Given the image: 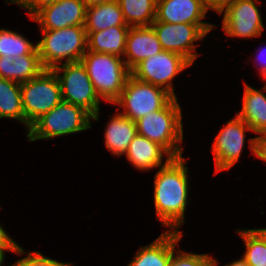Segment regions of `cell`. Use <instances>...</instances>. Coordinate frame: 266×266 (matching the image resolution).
<instances>
[{
    "label": "cell",
    "mask_w": 266,
    "mask_h": 266,
    "mask_svg": "<svg viewBox=\"0 0 266 266\" xmlns=\"http://www.w3.org/2000/svg\"><path fill=\"white\" fill-rule=\"evenodd\" d=\"M52 70L59 80L62 100L84 108L94 121H98L101 98L82 62L62 63Z\"/></svg>",
    "instance_id": "52a82bcc"
},
{
    "label": "cell",
    "mask_w": 266,
    "mask_h": 266,
    "mask_svg": "<svg viewBox=\"0 0 266 266\" xmlns=\"http://www.w3.org/2000/svg\"><path fill=\"white\" fill-rule=\"evenodd\" d=\"M175 251L177 254L175 255ZM218 261L208 254L187 253L174 248L168 266H217Z\"/></svg>",
    "instance_id": "83f0119b"
},
{
    "label": "cell",
    "mask_w": 266,
    "mask_h": 266,
    "mask_svg": "<svg viewBox=\"0 0 266 266\" xmlns=\"http://www.w3.org/2000/svg\"><path fill=\"white\" fill-rule=\"evenodd\" d=\"M204 7L208 10L216 11L221 13V11L232 1V0H201Z\"/></svg>",
    "instance_id": "1f68e13d"
},
{
    "label": "cell",
    "mask_w": 266,
    "mask_h": 266,
    "mask_svg": "<svg viewBox=\"0 0 266 266\" xmlns=\"http://www.w3.org/2000/svg\"><path fill=\"white\" fill-rule=\"evenodd\" d=\"M182 237V231L166 230L151 244L140 247L128 266H168Z\"/></svg>",
    "instance_id": "2e32d148"
},
{
    "label": "cell",
    "mask_w": 266,
    "mask_h": 266,
    "mask_svg": "<svg viewBox=\"0 0 266 266\" xmlns=\"http://www.w3.org/2000/svg\"><path fill=\"white\" fill-rule=\"evenodd\" d=\"M40 32L43 38L36 44L44 69H53L64 59V63L81 61L87 51V33L84 26L41 29Z\"/></svg>",
    "instance_id": "3957f363"
},
{
    "label": "cell",
    "mask_w": 266,
    "mask_h": 266,
    "mask_svg": "<svg viewBox=\"0 0 266 266\" xmlns=\"http://www.w3.org/2000/svg\"><path fill=\"white\" fill-rule=\"evenodd\" d=\"M225 266H249L247 262L241 257V259H238L236 261H233L231 263L226 264Z\"/></svg>",
    "instance_id": "d590c367"
},
{
    "label": "cell",
    "mask_w": 266,
    "mask_h": 266,
    "mask_svg": "<svg viewBox=\"0 0 266 266\" xmlns=\"http://www.w3.org/2000/svg\"><path fill=\"white\" fill-rule=\"evenodd\" d=\"M207 11L201 0H157L155 21L172 24H212L202 21Z\"/></svg>",
    "instance_id": "9a60e30c"
},
{
    "label": "cell",
    "mask_w": 266,
    "mask_h": 266,
    "mask_svg": "<svg viewBox=\"0 0 266 266\" xmlns=\"http://www.w3.org/2000/svg\"><path fill=\"white\" fill-rule=\"evenodd\" d=\"M37 48V44H32L28 39L21 34L0 29V57L12 56L14 58L31 54Z\"/></svg>",
    "instance_id": "cb8c5ba5"
},
{
    "label": "cell",
    "mask_w": 266,
    "mask_h": 266,
    "mask_svg": "<svg viewBox=\"0 0 266 266\" xmlns=\"http://www.w3.org/2000/svg\"><path fill=\"white\" fill-rule=\"evenodd\" d=\"M44 67L41 64L38 49L31 54L14 58L12 63V81L17 83L28 82L38 76Z\"/></svg>",
    "instance_id": "484cf974"
},
{
    "label": "cell",
    "mask_w": 266,
    "mask_h": 266,
    "mask_svg": "<svg viewBox=\"0 0 266 266\" xmlns=\"http://www.w3.org/2000/svg\"><path fill=\"white\" fill-rule=\"evenodd\" d=\"M137 134L162 146L171 157H181L183 144L182 109L173 97L162 109L136 121Z\"/></svg>",
    "instance_id": "7a4b0ae2"
},
{
    "label": "cell",
    "mask_w": 266,
    "mask_h": 266,
    "mask_svg": "<svg viewBox=\"0 0 266 266\" xmlns=\"http://www.w3.org/2000/svg\"><path fill=\"white\" fill-rule=\"evenodd\" d=\"M0 118L16 119L26 127L20 83L0 78Z\"/></svg>",
    "instance_id": "7402d4cb"
},
{
    "label": "cell",
    "mask_w": 266,
    "mask_h": 266,
    "mask_svg": "<svg viewBox=\"0 0 266 266\" xmlns=\"http://www.w3.org/2000/svg\"><path fill=\"white\" fill-rule=\"evenodd\" d=\"M125 155L127 160L140 171L160 168L172 158L162 146L138 134L130 142ZM164 155L167 156L165 162Z\"/></svg>",
    "instance_id": "e0dca14e"
},
{
    "label": "cell",
    "mask_w": 266,
    "mask_h": 266,
    "mask_svg": "<svg viewBox=\"0 0 266 266\" xmlns=\"http://www.w3.org/2000/svg\"><path fill=\"white\" fill-rule=\"evenodd\" d=\"M58 1L60 0H27L21 7L27 9L29 17H31L42 6Z\"/></svg>",
    "instance_id": "4dcf8cb0"
},
{
    "label": "cell",
    "mask_w": 266,
    "mask_h": 266,
    "mask_svg": "<svg viewBox=\"0 0 266 266\" xmlns=\"http://www.w3.org/2000/svg\"><path fill=\"white\" fill-rule=\"evenodd\" d=\"M7 4H17L19 7H21L27 0H5Z\"/></svg>",
    "instance_id": "f35d334b"
},
{
    "label": "cell",
    "mask_w": 266,
    "mask_h": 266,
    "mask_svg": "<svg viewBox=\"0 0 266 266\" xmlns=\"http://www.w3.org/2000/svg\"><path fill=\"white\" fill-rule=\"evenodd\" d=\"M85 4L86 7L91 6V5H96V4H102L106 2H110L113 0H82Z\"/></svg>",
    "instance_id": "e575fe53"
},
{
    "label": "cell",
    "mask_w": 266,
    "mask_h": 266,
    "mask_svg": "<svg viewBox=\"0 0 266 266\" xmlns=\"http://www.w3.org/2000/svg\"><path fill=\"white\" fill-rule=\"evenodd\" d=\"M152 26L130 27L125 46L124 61L132 71L140 62L162 51Z\"/></svg>",
    "instance_id": "5bb4252c"
},
{
    "label": "cell",
    "mask_w": 266,
    "mask_h": 266,
    "mask_svg": "<svg viewBox=\"0 0 266 266\" xmlns=\"http://www.w3.org/2000/svg\"><path fill=\"white\" fill-rule=\"evenodd\" d=\"M172 98L165 89L130 75L120 96L112 104L123 107L124 112L119 113L136 122L145 114L162 109Z\"/></svg>",
    "instance_id": "ba28073f"
},
{
    "label": "cell",
    "mask_w": 266,
    "mask_h": 266,
    "mask_svg": "<svg viewBox=\"0 0 266 266\" xmlns=\"http://www.w3.org/2000/svg\"><path fill=\"white\" fill-rule=\"evenodd\" d=\"M87 74L99 97L113 103L122 92L131 75L122 57L87 50L81 58Z\"/></svg>",
    "instance_id": "277c9868"
},
{
    "label": "cell",
    "mask_w": 266,
    "mask_h": 266,
    "mask_svg": "<svg viewBox=\"0 0 266 266\" xmlns=\"http://www.w3.org/2000/svg\"><path fill=\"white\" fill-rule=\"evenodd\" d=\"M130 27L151 26L156 18L157 0H117Z\"/></svg>",
    "instance_id": "603a6c76"
},
{
    "label": "cell",
    "mask_w": 266,
    "mask_h": 266,
    "mask_svg": "<svg viewBox=\"0 0 266 266\" xmlns=\"http://www.w3.org/2000/svg\"><path fill=\"white\" fill-rule=\"evenodd\" d=\"M266 52V48H264L261 52H259V55H258V58H261L262 56V53H265ZM262 63H261V66H260V75H262V77L266 80V60L265 59H262L260 60Z\"/></svg>",
    "instance_id": "836d02e7"
},
{
    "label": "cell",
    "mask_w": 266,
    "mask_h": 266,
    "mask_svg": "<svg viewBox=\"0 0 266 266\" xmlns=\"http://www.w3.org/2000/svg\"><path fill=\"white\" fill-rule=\"evenodd\" d=\"M266 85L262 90L245 83L241 111L237 115L246 122L254 133H266Z\"/></svg>",
    "instance_id": "ac0fdd59"
},
{
    "label": "cell",
    "mask_w": 266,
    "mask_h": 266,
    "mask_svg": "<svg viewBox=\"0 0 266 266\" xmlns=\"http://www.w3.org/2000/svg\"><path fill=\"white\" fill-rule=\"evenodd\" d=\"M246 131L253 132L251 127L236 114L216 135L211 146L215 173L229 170L239 161L245 144Z\"/></svg>",
    "instance_id": "7c38bea8"
},
{
    "label": "cell",
    "mask_w": 266,
    "mask_h": 266,
    "mask_svg": "<svg viewBox=\"0 0 266 266\" xmlns=\"http://www.w3.org/2000/svg\"><path fill=\"white\" fill-rule=\"evenodd\" d=\"M91 119L92 115L84 108L62 100L38 118L26 136L29 141H36L74 134L90 129Z\"/></svg>",
    "instance_id": "5b68a950"
},
{
    "label": "cell",
    "mask_w": 266,
    "mask_h": 266,
    "mask_svg": "<svg viewBox=\"0 0 266 266\" xmlns=\"http://www.w3.org/2000/svg\"><path fill=\"white\" fill-rule=\"evenodd\" d=\"M12 252L16 253L17 255L26 254V257L21 258L20 260H16L13 265L10 266H71V262L63 263L52 258H48L43 256L39 251L34 252H25L24 249L18 245L16 242L13 245Z\"/></svg>",
    "instance_id": "4316f807"
},
{
    "label": "cell",
    "mask_w": 266,
    "mask_h": 266,
    "mask_svg": "<svg viewBox=\"0 0 266 266\" xmlns=\"http://www.w3.org/2000/svg\"><path fill=\"white\" fill-rule=\"evenodd\" d=\"M130 26L110 28L87 33V50L124 57L127 34Z\"/></svg>",
    "instance_id": "ffe728a7"
},
{
    "label": "cell",
    "mask_w": 266,
    "mask_h": 266,
    "mask_svg": "<svg viewBox=\"0 0 266 266\" xmlns=\"http://www.w3.org/2000/svg\"><path fill=\"white\" fill-rule=\"evenodd\" d=\"M137 134L136 122L121 113L115 114L105 129V146L115 156L126 153L130 142Z\"/></svg>",
    "instance_id": "d6986e66"
},
{
    "label": "cell",
    "mask_w": 266,
    "mask_h": 266,
    "mask_svg": "<svg viewBox=\"0 0 266 266\" xmlns=\"http://www.w3.org/2000/svg\"><path fill=\"white\" fill-rule=\"evenodd\" d=\"M14 57H0V78L9 79L12 81V63Z\"/></svg>",
    "instance_id": "f546056e"
},
{
    "label": "cell",
    "mask_w": 266,
    "mask_h": 266,
    "mask_svg": "<svg viewBox=\"0 0 266 266\" xmlns=\"http://www.w3.org/2000/svg\"><path fill=\"white\" fill-rule=\"evenodd\" d=\"M237 233L245 243L242 258L249 266H266V244L253 229H237Z\"/></svg>",
    "instance_id": "d4e9b609"
},
{
    "label": "cell",
    "mask_w": 266,
    "mask_h": 266,
    "mask_svg": "<svg viewBox=\"0 0 266 266\" xmlns=\"http://www.w3.org/2000/svg\"><path fill=\"white\" fill-rule=\"evenodd\" d=\"M86 6L82 0H60L39 8L31 17L41 29L57 30L85 25Z\"/></svg>",
    "instance_id": "4fadbf2b"
},
{
    "label": "cell",
    "mask_w": 266,
    "mask_h": 266,
    "mask_svg": "<svg viewBox=\"0 0 266 266\" xmlns=\"http://www.w3.org/2000/svg\"><path fill=\"white\" fill-rule=\"evenodd\" d=\"M12 248H0V266L3 265V262L5 260V252L11 251Z\"/></svg>",
    "instance_id": "74e56055"
},
{
    "label": "cell",
    "mask_w": 266,
    "mask_h": 266,
    "mask_svg": "<svg viewBox=\"0 0 266 266\" xmlns=\"http://www.w3.org/2000/svg\"><path fill=\"white\" fill-rule=\"evenodd\" d=\"M112 26H129L117 0L86 7V32H96Z\"/></svg>",
    "instance_id": "44dd1931"
},
{
    "label": "cell",
    "mask_w": 266,
    "mask_h": 266,
    "mask_svg": "<svg viewBox=\"0 0 266 266\" xmlns=\"http://www.w3.org/2000/svg\"><path fill=\"white\" fill-rule=\"evenodd\" d=\"M15 244V241L11 239L9 234L3 229V226L0 224V248H12Z\"/></svg>",
    "instance_id": "d6a6232c"
},
{
    "label": "cell",
    "mask_w": 266,
    "mask_h": 266,
    "mask_svg": "<svg viewBox=\"0 0 266 266\" xmlns=\"http://www.w3.org/2000/svg\"><path fill=\"white\" fill-rule=\"evenodd\" d=\"M249 146L253 154L263 161H266V133L249 139Z\"/></svg>",
    "instance_id": "f1b7e54d"
},
{
    "label": "cell",
    "mask_w": 266,
    "mask_h": 266,
    "mask_svg": "<svg viewBox=\"0 0 266 266\" xmlns=\"http://www.w3.org/2000/svg\"><path fill=\"white\" fill-rule=\"evenodd\" d=\"M266 244V228L253 229Z\"/></svg>",
    "instance_id": "8d00e7d4"
},
{
    "label": "cell",
    "mask_w": 266,
    "mask_h": 266,
    "mask_svg": "<svg viewBox=\"0 0 266 266\" xmlns=\"http://www.w3.org/2000/svg\"><path fill=\"white\" fill-rule=\"evenodd\" d=\"M183 156L172 157L156 172L154 179V205L157 219L162 225L178 231L185 220L188 199V167Z\"/></svg>",
    "instance_id": "6da1fadb"
},
{
    "label": "cell",
    "mask_w": 266,
    "mask_h": 266,
    "mask_svg": "<svg viewBox=\"0 0 266 266\" xmlns=\"http://www.w3.org/2000/svg\"><path fill=\"white\" fill-rule=\"evenodd\" d=\"M192 64L180 54L162 50L140 62L131 75L136 79L161 87L174 98L173 78Z\"/></svg>",
    "instance_id": "30bf717a"
},
{
    "label": "cell",
    "mask_w": 266,
    "mask_h": 266,
    "mask_svg": "<svg viewBox=\"0 0 266 266\" xmlns=\"http://www.w3.org/2000/svg\"><path fill=\"white\" fill-rule=\"evenodd\" d=\"M153 27L163 50L175 52L186 58L191 64L199 56L196 51L198 44L194 42L201 40L215 28L213 24H187V23H165L154 21Z\"/></svg>",
    "instance_id": "9c48e42d"
},
{
    "label": "cell",
    "mask_w": 266,
    "mask_h": 266,
    "mask_svg": "<svg viewBox=\"0 0 266 266\" xmlns=\"http://www.w3.org/2000/svg\"><path fill=\"white\" fill-rule=\"evenodd\" d=\"M259 0H232L224 12L222 30L230 37L253 38L262 35L264 25L257 7Z\"/></svg>",
    "instance_id": "8fae6325"
},
{
    "label": "cell",
    "mask_w": 266,
    "mask_h": 266,
    "mask_svg": "<svg viewBox=\"0 0 266 266\" xmlns=\"http://www.w3.org/2000/svg\"><path fill=\"white\" fill-rule=\"evenodd\" d=\"M20 89L28 132L38 118L62 101L60 83L52 69H44L38 76L21 83Z\"/></svg>",
    "instance_id": "8992f818"
}]
</instances>
